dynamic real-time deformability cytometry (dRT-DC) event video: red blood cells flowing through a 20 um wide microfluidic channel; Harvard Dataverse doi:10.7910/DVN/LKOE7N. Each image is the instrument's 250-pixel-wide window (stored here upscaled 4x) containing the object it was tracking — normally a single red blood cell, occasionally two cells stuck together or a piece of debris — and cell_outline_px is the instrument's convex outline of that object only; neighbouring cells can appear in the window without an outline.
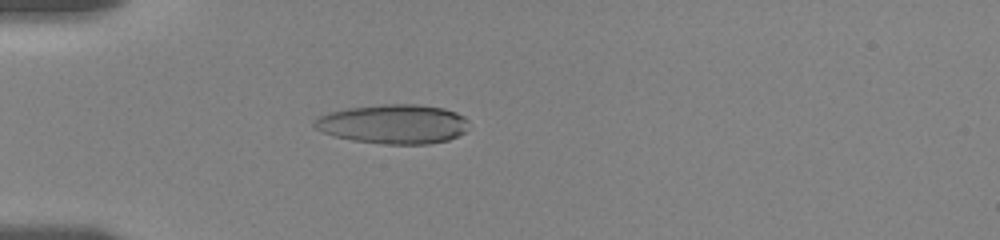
{"species": "human", "species_latin": "Homo sapiens", "temperature_condition": "room temperature", "stored_images_in_passage": 7, "camera_frame_rate_fps": 3000, "um_per_image_px": 0.085, "donor": {"sex": "female"}, "frame": {"image": 1, "passage_image": 5, "time_ms": 4.667, "image_size_px": [1000, 240], "cell_outline_px": [[468, 120], [464, 132], [448, 140], [428, 144], [384, 144], [352, 140], [336, 136], [324, 132], [316, 128], [312, 124], [312, 120], [328, 112], [348, 108], [384, 104], [416, 104], [444, 108], [456, 112], [464, 116]], "centroid_in_image_um": [33.43, 10.54], "position_along_channel_um": 51.6, "area_um2": 35.32}}
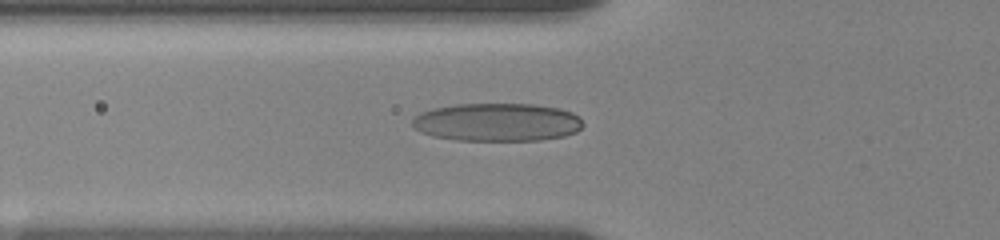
{"frame": {"image": 2, "passage_image": 7, "time_ms": 6.0, "image_size_px": [1000, 240], "cell_outline_px": [[584, 124], [576, 132], [564, 136], [540, 140], [456, 140], [432, 136], [420, 132], [412, 124], [412, 116], [420, 112], [432, 108], [456, 104], [536, 104], [560, 108], [572, 112], [580, 116]], "centroid_in_image_um": [42.26, 10.38], "position_along_channel_um": 83.5, "area_um2": 38.26}}